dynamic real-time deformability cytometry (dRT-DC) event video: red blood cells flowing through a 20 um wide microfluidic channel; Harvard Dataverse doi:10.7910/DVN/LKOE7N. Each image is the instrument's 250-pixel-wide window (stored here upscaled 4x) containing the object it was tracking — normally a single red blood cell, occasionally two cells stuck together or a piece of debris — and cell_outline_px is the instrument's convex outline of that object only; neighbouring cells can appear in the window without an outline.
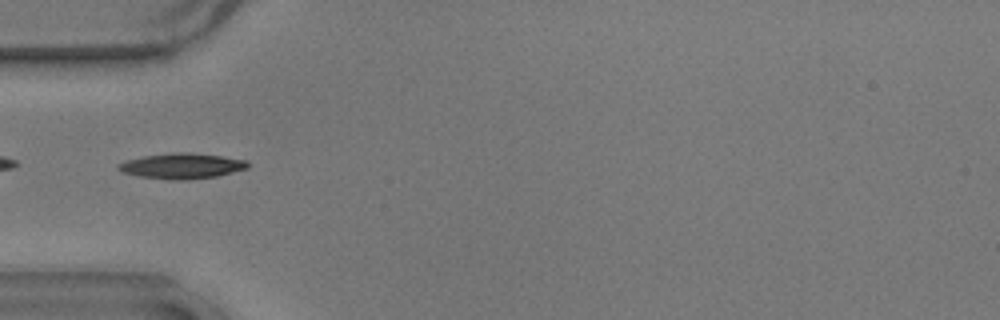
{"species": "common noctule bat (a hibernating species)", "species_latin": "Nyctalus noctula", "temperature_condition": "warm", "stored_images_in_passage": 3, "camera_frame_rate_fps": 3000, "um_per_image_px": 0.085, "animal": {"sex": "male", "body_mass_g": 17.9}, "frame": {"image": 1, "passage_image": 1, "time_ms": 0.0, "image_size_px": [1000, 320], "cell_outline_px": [[248, 168], [216, 176], [188, 180], [176, 180], [140, 176], [124, 172], [116, 168], [116, 164], [128, 160], [144, 156], [172, 152], [188, 152], [220, 156], [248, 160]], "centroid_in_image_um": [15.46, 14.1], "position_along_channel_um": 69.5, "area_um2": 19.02}}